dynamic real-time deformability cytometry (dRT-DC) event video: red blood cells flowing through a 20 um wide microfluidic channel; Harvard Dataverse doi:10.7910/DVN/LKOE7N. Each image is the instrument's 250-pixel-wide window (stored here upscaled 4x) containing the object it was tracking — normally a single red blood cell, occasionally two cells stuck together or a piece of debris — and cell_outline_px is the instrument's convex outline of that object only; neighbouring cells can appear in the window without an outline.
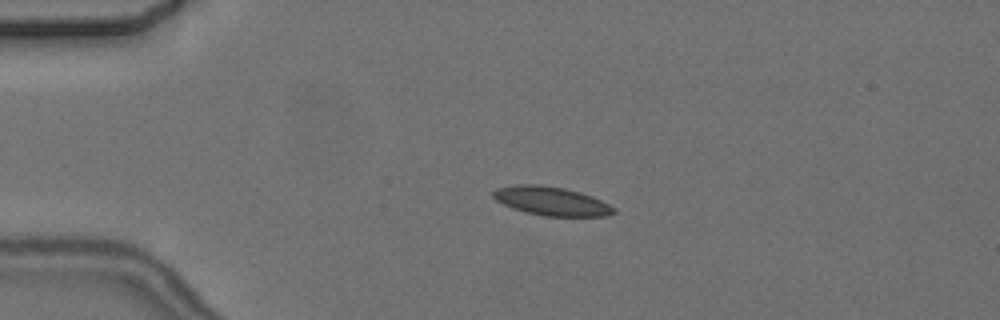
{"species": "common noctule bat (a hibernating species)", "species_latin": "Nyctalus noctula", "temperature_condition": "cold", "stored_images_in_passage": 3, "camera_frame_rate_fps": 3000, "um_per_image_px": 0.085, "animal": {"sex": "female", "body_mass_g": 24.6, "forearm_length_mm": 56.2}, "frame": {"image": 1, "passage_image": 2, "time_ms": 1.333, "image_size_px": [1000, 320], "cell_outline_px": [[616, 212], [608, 216], [544, 216], [512, 208], [496, 200], [492, 196], [492, 192], [496, 188], [520, 184], [532, 184], [564, 188], [580, 192], [592, 196], [616, 208]], "centroid_in_image_um": [46.88, 17.09], "position_along_channel_um": 38.1, "area_um2": 20.06}}